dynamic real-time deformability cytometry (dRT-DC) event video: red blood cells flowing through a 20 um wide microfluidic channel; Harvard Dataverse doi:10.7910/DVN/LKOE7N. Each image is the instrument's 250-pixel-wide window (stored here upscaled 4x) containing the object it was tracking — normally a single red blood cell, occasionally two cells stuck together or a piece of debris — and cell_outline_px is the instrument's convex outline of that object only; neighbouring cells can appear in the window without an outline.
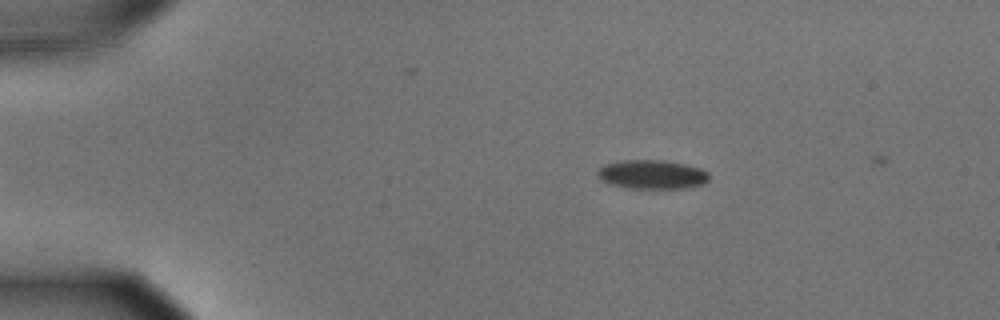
{"species": "common noctule bat (a hibernating species)", "species_latin": "Nyctalus noctula", "temperature_condition": "cold", "stored_images_in_passage": 13, "camera_frame_rate_fps": 3000, "um_per_image_px": 0.085, "animal": {"sex": "male", "body_mass_g": 15.6}, "frame": {"image": 1, "passage_image": 10, "time_ms": 3.0, "image_size_px": [1000, 320], "cell_outline_px": [[708, 180], [704, 184], [684, 188], [628, 188], [608, 184], [596, 172], [604, 164], [624, 160], [664, 160], [684, 164], [700, 168], [708, 172]], "centroid_in_image_um": [55.43, 14.83], "position_along_channel_um": 29.6, "area_um2": 18.73}}